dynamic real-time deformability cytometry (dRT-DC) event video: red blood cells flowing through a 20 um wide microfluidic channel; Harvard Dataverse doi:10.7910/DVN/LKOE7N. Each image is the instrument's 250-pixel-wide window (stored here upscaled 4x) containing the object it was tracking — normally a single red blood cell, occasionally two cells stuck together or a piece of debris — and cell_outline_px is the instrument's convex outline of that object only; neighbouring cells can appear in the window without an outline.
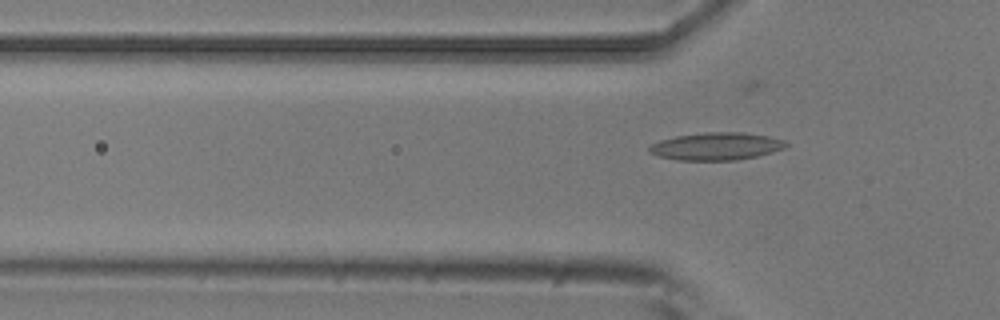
{"species": "common noctule bat (a hibernating species)", "species_latin": "Nyctalus noctula", "temperature_condition": "room temperature", "stored_images_in_passage": 5, "camera_frame_rate_fps": 3000, "um_per_image_px": 0.085, "animal": {"sex": "male", "body_mass_g": 20.5, "forearm_length_mm": 52.5}, "frame": {"image": 1, "passage_image": 5, "time_ms": 1.333, "image_size_px": [1000, 320], "cell_outline_px": [[788, 144], [784, 148], [772, 152], [756, 156], [736, 160], [676, 160], [660, 156], [648, 152], [648, 148], [652, 144], [660, 140], [676, 136], [704, 132], [744, 132], [768, 136], [784, 140]], "centroid_in_image_um": [60.88, 12.43], "position_along_channel_um": 64.9, "area_um2": 21.91}}